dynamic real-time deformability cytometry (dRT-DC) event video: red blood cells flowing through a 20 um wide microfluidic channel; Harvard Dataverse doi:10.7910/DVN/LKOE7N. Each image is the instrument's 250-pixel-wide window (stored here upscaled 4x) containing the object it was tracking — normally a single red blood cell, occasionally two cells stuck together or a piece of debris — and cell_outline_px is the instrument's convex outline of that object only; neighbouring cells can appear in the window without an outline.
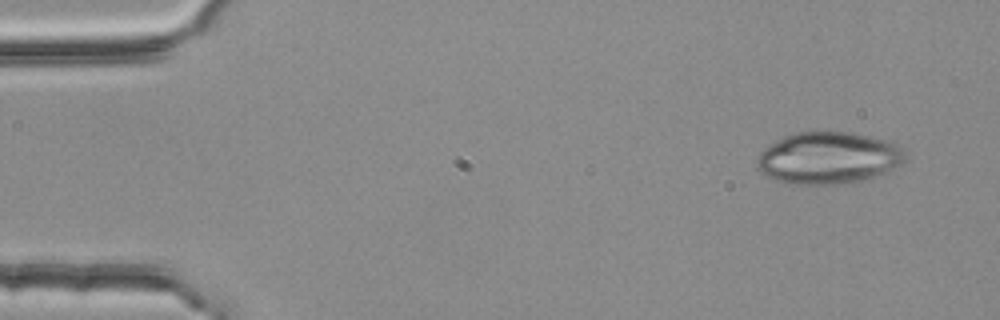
{"species": "common noctule bat (a hibernating species)", "species_latin": "Nyctalus noctula", "temperature_condition": "room temperature", "stored_images_in_passage": 5, "camera_frame_rate_fps": 3000, "um_per_image_px": 0.085, "animal": {"sex": "female", "body_mass_g": 25.1}, "frame": {"image": 1, "passage_image": 5, "time_ms": 1.333, "image_size_px": [1000, 320], "cell_outline_px": [[904, 160], [900, 164], [884, 172], [860, 180], [840, 184], [796, 184], [776, 180], [764, 176], [756, 168], [756, 160], [760, 152], [764, 148], [784, 136], [792, 132], [852, 132], [888, 140], [904, 148]], "centroid_in_image_um": [70.36, 13.41], "position_along_channel_um": 14.6, "area_um2": 44.74}}